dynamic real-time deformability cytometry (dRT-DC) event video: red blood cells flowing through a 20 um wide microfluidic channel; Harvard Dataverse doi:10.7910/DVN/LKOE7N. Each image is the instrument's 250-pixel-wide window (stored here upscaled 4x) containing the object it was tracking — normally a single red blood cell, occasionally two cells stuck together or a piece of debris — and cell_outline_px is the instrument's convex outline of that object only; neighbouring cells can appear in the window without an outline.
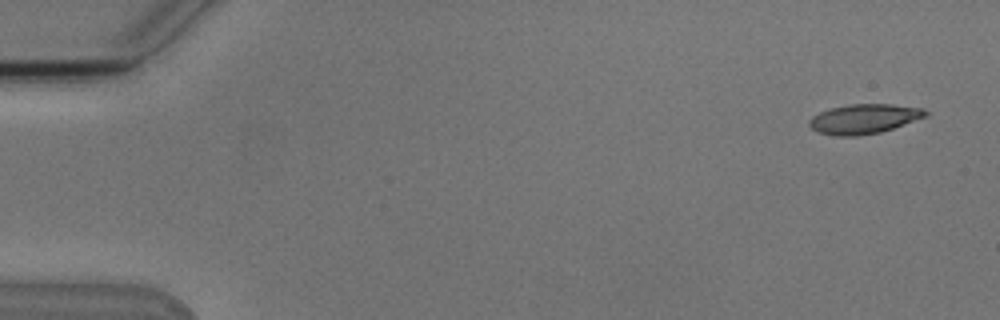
{"species": "Egyptian fruit bat (a non-hibernating species)", "species_latin": "Rousettus aegyptiacus", "temperature_condition": "cold", "stored_images_in_passage": 5, "camera_frame_rate_fps": 3000, "um_per_image_px": 0.085, "animal": {"sex": "male"}, "frame": {"image": 1, "passage_image": 1, "time_ms": 0.0, "image_size_px": [1000, 320], "cell_outline_px": [[928, 116], [880, 132], [856, 136], [836, 136], [820, 132], [812, 128], [808, 124], [808, 120], [812, 116], [828, 108], [848, 104], [892, 104], [924, 108], [928, 112]], "centroid_in_image_um": [73.44, 10.09], "position_along_channel_um": 11.6, "area_um2": 20.11}}
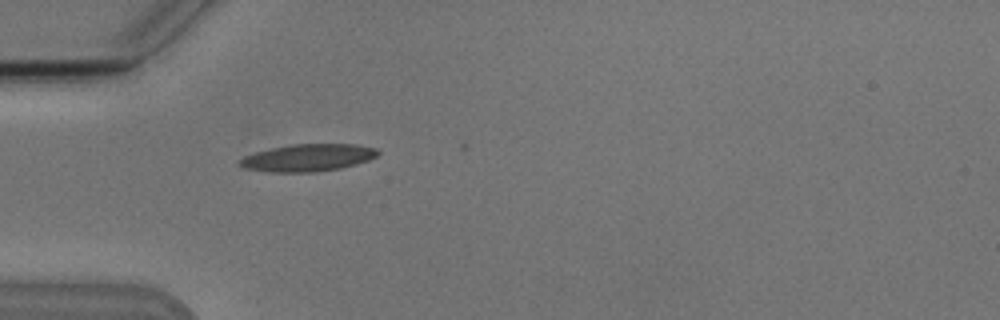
{"frame": {"image": 2, "passage_image": 5, "time_ms": 4.667, "image_size_px": [1000, 320], "cell_outline_px": [[380, 152], [376, 156], [368, 160], [356, 164], [340, 168], [312, 172], [272, 172], [244, 168], [236, 164], [244, 156], [256, 152], [272, 148], [292, 144], [356, 144], [376, 148]], "centroid_in_image_um": [26.17, 13.4], "position_along_channel_um": 58.8, "area_um2": 21.85}}